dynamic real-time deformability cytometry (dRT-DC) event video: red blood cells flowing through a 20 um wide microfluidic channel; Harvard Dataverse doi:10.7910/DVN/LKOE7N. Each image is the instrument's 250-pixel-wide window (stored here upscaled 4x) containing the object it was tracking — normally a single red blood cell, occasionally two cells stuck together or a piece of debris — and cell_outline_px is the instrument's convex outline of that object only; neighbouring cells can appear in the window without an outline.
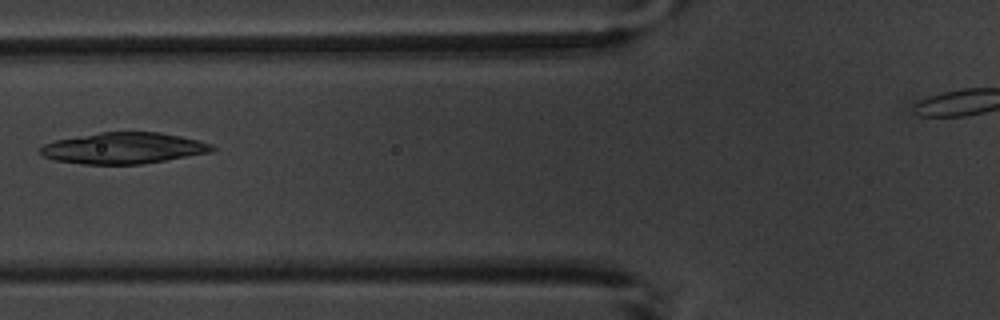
{"species": "common noctule bat (a hibernating species)", "species_latin": "Nyctalus noctula", "temperature_condition": "warm", "stored_images_in_passage": 7, "camera_frame_rate_fps": 3000, "um_per_image_px": 0.085, "animal": {"sex": "male", "body_mass_g": 20.1, "forearm_length_mm": 53.5}, "frame": {"image": 1, "passage_image": 6, "time_ms": 7.0, "image_size_px": [1000, 320], "cell_outline_px": [[216, 148], [212, 152], [140, 164], [84, 164], [52, 160], [44, 156], [40, 152], [40, 148], [44, 144], [56, 140], [100, 132], [160, 132], [200, 140], [212, 144]], "centroid_in_image_um": [10.51, 12.59], "position_along_channel_um": 115.3, "area_um2": 31.1}}
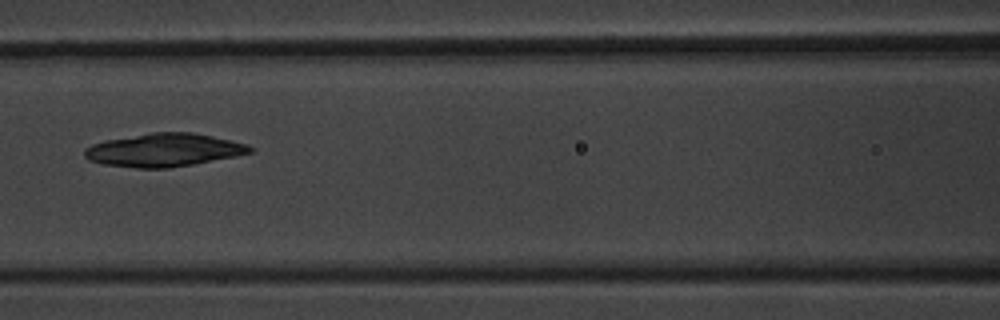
{"frame": {"image": 2, "passage_image": 7, "time_ms": 8.0, "image_size_px": [1000, 320], "cell_outline_px": [[256, 148], [252, 152], [236, 156], [192, 164], [168, 168], [136, 168], [104, 164], [88, 160], [84, 156], [84, 148], [92, 144], [104, 140], [152, 132], [192, 132], [212, 136], [248, 144]], "centroid_in_image_um": [13.93, 12.75], "position_along_channel_um": 152.7, "area_um2": 32.02}}